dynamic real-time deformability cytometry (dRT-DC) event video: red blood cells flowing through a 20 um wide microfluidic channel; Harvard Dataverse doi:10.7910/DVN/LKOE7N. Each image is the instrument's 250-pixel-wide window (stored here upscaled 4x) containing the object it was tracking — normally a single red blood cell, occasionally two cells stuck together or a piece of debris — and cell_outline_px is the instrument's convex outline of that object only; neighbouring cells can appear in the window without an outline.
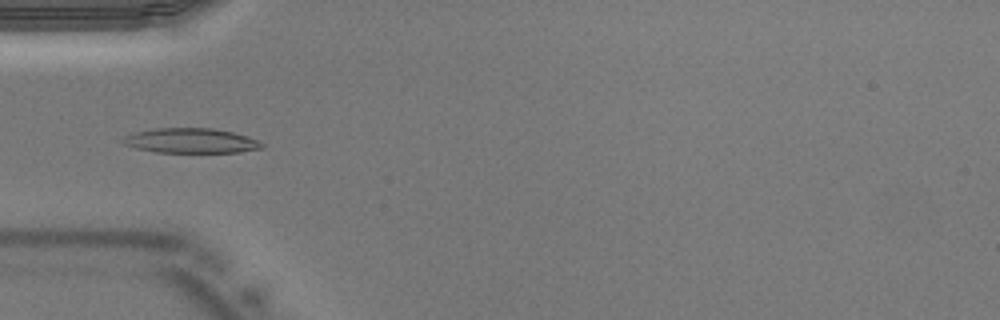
{"species": "Egyptian fruit bat (a non-hibernating species)", "species_latin": "Rousettus aegyptiacus", "temperature_condition": "warm", "stored_images_in_passage": 40, "segment_of_instrument_passage": [1, 2], "camera_frame_rate_fps": 3000, "um_per_image_px": 0.085, "animal": {"sex": "male"}, "frame": {"image": 1, "passage_image": 12, "time_ms": 3.667, "image_size_px": [1000, 320], "cell_outline_px": [[264, 148], [240, 152], [156, 152], [136, 148], [124, 144], [120, 140], [124, 136], [136, 132], [156, 128], [212, 128], [232, 132], [256, 140], [264, 144]], "centroid_in_image_um": [16.2, 11.96], "position_along_channel_um": 68.8, "area_um2": 19.94}}
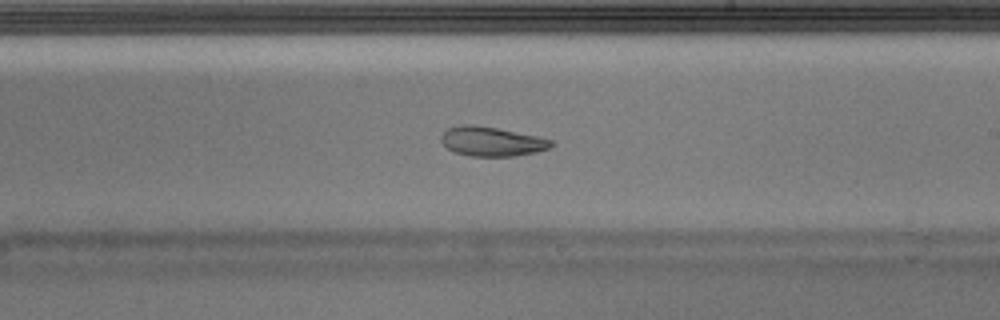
{"frame": {"image": 2, "passage_image": 23, "time_ms": 7.333, "image_size_px": [1000, 320], "cell_outline_px": [[556, 144], [548, 148], [536, 152], [516, 156], [472, 156], [456, 152], [448, 148], [440, 140], [440, 136], [448, 128], [460, 124], [472, 124], [496, 128], [540, 136], [552, 140]], "centroid_in_image_um": [41.82, 12.01], "position_along_channel_um": 247.2, "area_um2": 18.9}}